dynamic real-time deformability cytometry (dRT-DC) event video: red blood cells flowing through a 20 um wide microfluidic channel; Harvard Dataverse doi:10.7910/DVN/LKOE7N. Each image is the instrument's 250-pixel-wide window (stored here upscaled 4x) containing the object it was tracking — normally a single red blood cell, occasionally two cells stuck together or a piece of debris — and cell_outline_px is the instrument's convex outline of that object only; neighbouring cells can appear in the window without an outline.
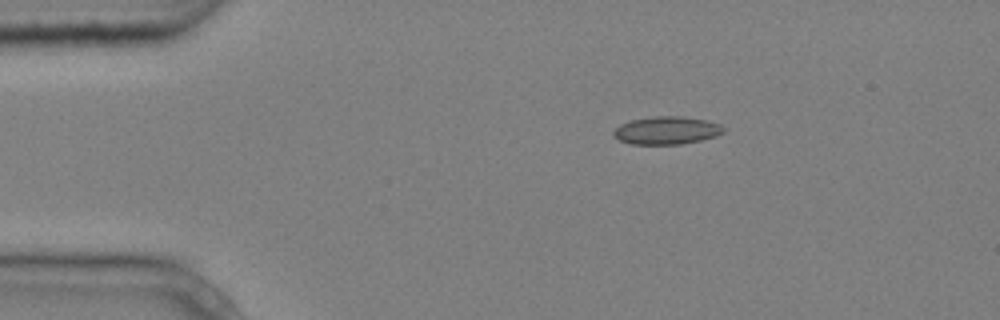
{"species": "common noctule bat (a hibernating species)", "species_latin": "Nyctalus noctula", "temperature_condition": "cold", "stored_images_in_passage": 4, "camera_frame_rate_fps": 3000, "um_per_image_px": 0.085, "animal": {"sex": "male", "body_mass_g": 20.4}, "frame": {"image": 1, "passage_image": 3, "time_ms": 0.667, "image_size_px": [1000, 320], "cell_outline_px": [[724, 132], [716, 136], [700, 140], [680, 144], [628, 144], [612, 136], [612, 132], [620, 124], [632, 120], [652, 116], [680, 116], [704, 120], [720, 124], [724, 128]], "centroid_in_image_um": [56.63, 11.09], "position_along_channel_um": 28.4, "area_um2": 17.8}}